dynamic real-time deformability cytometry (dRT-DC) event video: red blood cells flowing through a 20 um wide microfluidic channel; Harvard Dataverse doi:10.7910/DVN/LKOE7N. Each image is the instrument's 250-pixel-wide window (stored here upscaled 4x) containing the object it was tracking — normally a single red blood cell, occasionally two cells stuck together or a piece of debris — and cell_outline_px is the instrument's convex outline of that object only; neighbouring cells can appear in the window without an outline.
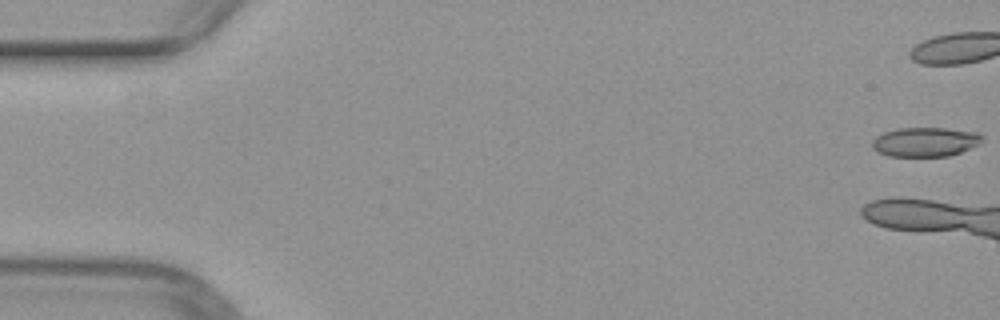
{"species": "common noctule bat (a hibernating species)", "species_latin": "Nyctalus noctula", "temperature_condition": "warm", "stored_images_in_passage": 7, "camera_frame_rate_fps": 3000, "um_per_image_px": 0.085, "animal": {"sex": "female", "body_mass_g": 29.2, "forearm_length_mm": 56.3}, "frame": {"image": 1, "passage_image": 1, "time_ms": 0.0, "image_size_px": [1000, 320], "cell_outline_px": [[984, 136], [976, 144], [960, 152], [948, 156], [888, 156], [876, 152], [872, 148], [872, 140], [876, 136], [884, 132], [896, 128], [944, 128], [976, 132]], "centroid_in_image_um": [78.56, 12.06], "position_along_channel_um": 6.4, "area_um2": 18.67}}